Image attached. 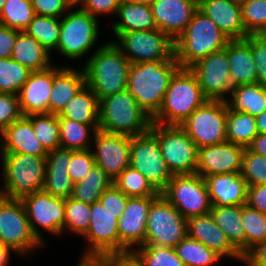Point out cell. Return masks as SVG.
Segmentation results:
<instances>
[{
  "instance_id": "cell-43",
  "label": "cell",
  "mask_w": 266,
  "mask_h": 266,
  "mask_svg": "<svg viewBox=\"0 0 266 266\" xmlns=\"http://www.w3.org/2000/svg\"><path fill=\"white\" fill-rule=\"evenodd\" d=\"M242 224L245 233V255L257 244L266 241V214L242 205Z\"/></svg>"
},
{
  "instance_id": "cell-38",
  "label": "cell",
  "mask_w": 266,
  "mask_h": 266,
  "mask_svg": "<svg viewBox=\"0 0 266 266\" xmlns=\"http://www.w3.org/2000/svg\"><path fill=\"white\" fill-rule=\"evenodd\" d=\"M174 249L185 266H213L222 258L214 250L188 236L183 238Z\"/></svg>"
},
{
  "instance_id": "cell-66",
  "label": "cell",
  "mask_w": 266,
  "mask_h": 266,
  "mask_svg": "<svg viewBox=\"0 0 266 266\" xmlns=\"http://www.w3.org/2000/svg\"><path fill=\"white\" fill-rule=\"evenodd\" d=\"M7 0H0V11L3 8L4 4L6 3Z\"/></svg>"
},
{
  "instance_id": "cell-42",
  "label": "cell",
  "mask_w": 266,
  "mask_h": 266,
  "mask_svg": "<svg viewBox=\"0 0 266 266\" xmlns=\"http://www.w3.org/2000/svg\"><path fill=\"white\" fill-rule=\"evenodd\" d=\"M34 16L31 0H7L0 11V24L25 31Z\"/></svg>"
},
{
  "instance_id": "cell-9",
  "label": "cell",
  "mask_w": 266,
  "mask_h": 266,
  "mask_svg": "<svg viewBox=\"0 0 266 266\" xmlns=\"http://www.w3.org/2000/svg\"><path fill=\"white\" fill-rule=\"evenodd\" d=\"M114 44L130 63L171 60L175 56L174 40L166 33L154 30L121 32Z\"/></svg>"
},
{
  "instance_id": "cell-33",
  "label": "cell",
  "mask_w": 266,
  "mask_h": 266,
  "mask_svg": "<svg viewBox=\"0 0 266 266\" xmlns=\"http://www.w3.org/2000/svg\"><path fill=\"white\" fill-rule=\"evenodd\" d=\"M214 222L225 233L230 243L245 256V233L242 224L241 206H212L210 211Z\"/></svg>"
},
{
  "instance_id": "cell-2",
  "label": "cell",
  "mask_w": 266,
  "mask_h": 266,
  "mask_svg": "<svg viewBox=\"0 0 266 266\" xmlns=\"http://www.w3.org/2000/svg\"><path fill=\"white\" fill-rule=\"evenodd\" d=\"M130 65L114 42H108L95 50L81 70L86 85L100 100L127 89Z\"/></svg>"
},
{
  "instance_id": "cell-34",
  "label": "cell",
  "mask_w": 266,
  "mask_h": 266,
  "mask_svg": "<svg viewBox=\"0 0 266 266\" xmlns=\"http://www.w3.org/2000/svg\"><path fill=\"white\" fill-rule=\"evenodd\" d=\"M231 96L227 104L233 111L245 112L257 117L266 110V87L259 83L233 87Z\"/></svg>"
},
{
  "instance_id": "cell-32",
  "label": "cell",
  "mask_w": 266,
  "mask_h": 266,
  "mask_svg": "<svg viewBox=\"0 0 266 266\" xmlns=\"http://www.w3.org/2000/svg\"><path fill=\"white\" fill-rule=\"evenodd\" d=\"M58 117L74 120L82 124L99 125V99L85 85L76 96L66 103Z\"/></svg>"
},
{
  "instance_id": "cell-3",
  "label": "cell",
  "mask_w": 266,
  "mask_h": 266,
  "mask_svg": "<svg viewBox=\"0 0 266 266\" xmlns=\"http://www.w3.org/2000/svg\"><path fill=\"white\" fill-rule=\"evenodd\" d=\"M207 100L195 73L190 68H179L172 76L162 106L152 122L180 126Z\"/></svg>"
},
{
  "instance_id": "cell-56",
  "label": "cell",
  "mask_w": 266,
  "mask_h": 266,
  "mask_svg": "<svg viewBox=\"0 0 266 266\" xmlns=\"http://www.w3.org/2000/svg\"><path fill=\"white\" fill-rule=\"evenodd\" d=\"M246 204L266 214V185L248 186Z\"/></svg>"
},
{
  "instance_id": "cell-53",
  "label": "cell",
  "mask_w": 266,
  "mask_h": 266,
  "mask_svg": "<svg viewBox=\"0 0 266 266\" xmlns=\"http://www.w3.org/2000/svg\"><path fill=\"white\" fill-rule=\"evenodd\" d=\"M35 15L61 18L72 6L67 0H31Z\"/></svg>"
},
{
  "instance_id": "cell-36",
  "label": "cell",
  "mask_w": 266,
  "mask_h": 266,
  "mask_svg": "<svg viewBox=\"0 0 266 266\" xmlns=\"http://www.w3.org/2000/svg\"><path fill=\"white\" fill-rule=\"evenodd\" d=\"M112 185L113 179L95 164L81 181L74 184L72 198L92 204L99 201V197L103 192Z\"/></svg>"
},
{
  "instance_id": "cell-41",
  "label": "cell",
  "mask_w": 266,
  "mask_h": 266,
  "mask_svg": "<svg viewBox=\"0 0 266 266\" xmlns=\"http://www.w3.org/2000/svg\"><path fill=\"white\" fill-rule=\"evenodd\" d=\"M34 134L47 152L60 148V125L57 114H31Z\"/></svg>"
},
{
  "instance_id": "cell-20",
  "label": "cell",
  "mask_w": 266,
  "mask_h": 266,
  "mask_svg": "<svg viewBox=\"0 0 266 266\" xmlns=\"http://www.w3.org/2000/svg\"><path fill=\"white\" fill-rule=\"evenodd\" d=\"M245 148L225 141L198 148L196 174L203 178L213 174L240 173Z\"/></svg>"
},
{
  "instance_id": "cell-61",
  "label": "cell",
  "mask_w": 266,
  "mask_h": 266,
  "mask_svg": "<svg viewBox=\"0 0 266 266\" xmlns=\"http://www.w3.org/2000/svg\"><path fill=\"white\" fill-rule=\"evenodd\" d=\"M10 251H14L9 246L0 243V266H7L10 257Z\"/></svg>"
},
{
  "instance_id": "cell-62",
  "label": "cell",
  "mask_w": 266,
  "mask_h": 266,
  "mask_svg": "<svg viewBox=\"0 0 266 266\" xmlns=\"http://www.w3.org/2000/svg\"><path fill=\"white\" fill-rule=\"evenodd\" d=\"M258 133H266V110L256 117Z\"/></svg>"
},
{
  "instance_id": "cell-44",
  "label": "cell",
  "mask_w": 266,
  "mask_h": 266,
  "mask_svg": "<svg viewBox=\"0 0 266 266\" xmlns=\"http://www.w3.org/2000/svg\"><path fill=\"white\" fill-rule=\"evenodd\" d=\"M32 71L12 58L0 59V93L18 95Z\"/></svg>"
},
{
  "instance_id": "cell-30",
  "label": "cell",
  "mask_w": 266,
  "mask_h": 266,
  "mask_svg": "<svg viewBox=\"0 0 266 266\" xmlns=\"http://www.w3.org/2000/svg\"><path fill=\"white\" fill-rule=\"evenodd\" d=\"M50 54L35 38L25 31H20L10 58L35 72L52 66Z\"/></svg>"
},
{
  "instance_id": "cell-27",
  "label": "cell",
  "mask_w": 266,
  "mask_h": 266,
  "mask_svg": "<svg viewBox=\"0 0 266 266\" xmlns=\"http://www.w3.org/2000/svg\"><path fill=\"white\" fill-rule=\"evenodd\" d=\"M71 161V150L58 148L49 151L46 156V173L43 189L45 192L60 198H70L74 183L68 173Z\"/></svg>"
},
{
  "instance_id": "cell-58",
  "label": "cell",
  "mask_w": 266,
  "mask_h": 266,
  "mask_svg": "<svg viewBox=\"0 0 266 266\" xmlns=\"http://www.w3.org/2000/svg\"><path fill=\"white\" fill-rule=\"evenodd\" d=\"M247 266H266V241L257 244L244 256Z\"/></svg>"
},
{
  "instance_id": "cell-23",
  "label": "cell",
  "mask_w": 266,
  "mask_h": 266,
  "mask_svg": "<svg viewBox=\"0 0 266 266\" xmlns=\"http://www.w3.org/2000/svg\"><path fill=\"white\" fill-rule=\"evenodd\" d=\"M198 9L209 17L229 40L245 39L240 0H198Z\"/></svg>"
},
{
  "instance_id": "cell-54",
  "label": "cell",
  "mask_w": 266,
  "mask_h": 266,
  "mask_svg": "<svg viewBox=\"0 0 266 266\" xmlns=\"http://www.w3.org/2000/svg\"><path fill=\"white\" fill-rule=\"evenodd\" d=\"M120 2L121 0H85L81 9L97 18L99 14H116Z\"/></svg>"
},
{
  "instance_id": "cell-15",
  "label": "cell",
  "mask_w": 266,
  "mask_h": 266,
  "mask_svg": "<svg viewBox=\"0 0 266 266\" xmlns=\"http://www.w3.org/2000/svg\"><path fill=\"white\" fill-rule=\"evenodd\" d=\"M33 234L45 245L36 225L54 235L62 234L65 224V199L55 197L44 190L21 198Z\"/></svg>"
},
{
  "instance_id": "cell-14",
  "label": "cell",
  "mask_w": 266,
  "mask_h": 266,
  "mask_svg": "<svg viewBox=\"0 0 266 266\" xmlns=\"http://www.w3.org/2000/svg\"><path fill=\"white\" fill-rule=\"evenodd\" d=\"M129 166L144 175L159 192L173 177L151 130L131 137Z\"/></svg>"
},
{
  "instance_id": "cell-7",
  "label": "cell",
  "mask_w": 266,
  "mask_h": 266,
  "mask_svg": "<svg viewBox=\"0 0 266 266\" xmlns=\"http://www.w3.org/2000/svg\"><path fill=\"white\" fill-rule=\"evenodd\" d=\"M150 130L156 135L163 159L173 175L196 173L198 147L181 126L152 122Z\"/></svg>"
},
{
  "instance_id": "cell-46",
  "label": "cell",
  "mask_w": 266,
  "mask_h": 266,
  "mask_svg": "<svg viewBox=\"0 0 266 266\" xmlns=\"http://www.w3.org/2000/svg\"><path fill=\"white\" fill-rule=\"evenodd\" d=\"M91 204L73 199H65V224L64 230L84 235L90 225ZM68 227V228H67Z\"/></svg>"
},
{
  "instance_id": "cell-45",
  "label": "cell",
  "mask_w": 266,
  "mask_h": 266,
  "mask_svg": "<svg viewBox=\"0 0 266 266\" xmlns=\"http://www.w3.org/2000/svg\"><path fill=\"white\" fill-rule=\"evenodd\" d=\"M137 249L133 248L132 252L139 258L143 266H185L174 248L142 245Z\"/></svg>"
},
{
  "instance_id": "cell-18",
  "label": "cell",
  "mask_w": 266,
  "mask_h": 266,
  "mask_svg": "<svg viewBox=\"0 0 266 266\" xmlns=\"http://www.w3.org/2000/svg\"><path fill=\"white\" fill-rule=\"evenodd\" d=\"M83 237L89 243L84 255L119 253L118 219L107 212L100 201L91 204L90 225Z\"/></svg>"
},
{
  "instance_id": "cell-35",
  "label": "cell",
  "mask_w": 266,
  "mask_h": 266,
  "mask_svg": "<svg viewBox=\"0 0 266 266\" xmlns=\"http://www.w3.org/2000/svg\"><path fill=\"white\" fill-rule=\"evenodd\" d=\"M258 135L256 117L231 110L227 104L226 140L247 148Z\"/></svg>"
},
{
  "instance_id": "cell-49",
  "label": "cell",
  "mask_w": 266,
  "mask_h": 266,
  "mask_svg": "<svg viewBox=\"0 0 266 266\" xmlns=\"http://www.w3.org/2000/svg\"><path fill=\"white\" fill-rule=\"evenodd\" d=\"M91 149L71 150V161L68 165V173L75 184L81 181L95 165Z\"/></svg>"
},
{
  "instance_id": "cell-22",
  "label": "cell",
  "mask_w": 266,
  "mask_h": 266,
  "mask_svg": "<svg viewBox=\"0 0 266 266\" xmlns=\"http://www.w3.org/2000/svg\"><path fill=\"white\" fill-rule=\"evenodd\" d=\"M60 69L51 66L46 70L31 73L18 94L22 115L49 114L53 76Z\"/></svg>"
},
{
  "instance_id": "cell-59",
  "label": "cell",
  "mask_w": 266,
  "mask_h": 266,
  "mask_svg": "<svg viewBox=\"0 0 266 266\" xmlns=\"http://www.w3.org/2000/svg\"><path fill=\"white\" fill-rule=\"evenodd\" d=\"M247 148L256 154L266 157V133H258Z\"/></svg>"
},
{
  "instance_id": "cell-60",
  "label": "cell",
  "mask_w": 266,
  "mask_h": 266,
  "mask_svg": "<svg viewBox=\"0 0 266 266\" xmlns=\"http://www.w3.org/2000/svg\"><path fill=\"white\" fill-rule=\"evenodd\" d=\"M78 266H109L108 260L104 256L82 255Z\"/></svg>"
},
{
  "instance_id": "cell-10",
  "label": "cell",
  "mask_w": 266,
  "mask_h": 266,
  "mask_svg": "<svg viewBox=\"0 0 266 266\" xmlns=\"http://www.w3.org/2000/svg\"><path fill=\"white\" fill-rule=\"evenodd\" d=\"M0 243L23 256L44 246L32 232L21 199L0 196Z\"/></svg>"
},
{
  "instance_id": "cell-6",
  "label": "cell",
  "mask_w": 266,
  "mask_h": 266,
  "mask_svg": "<svg viewBox=\"0 0 266 266\" xmlns=\"http://www.w3.org/2000/svg\"><path fill=\"white\" fill-rule=\"evenodd\" d=\"M4 176L0 196L21 199L43 189L46 157L22 153H1Z\"/></svg>"
},
{
  "instance_id": "cell-19",
  "label": "cell",
  "mask_w": 266,
  "mask_h": 266,
  "mask_svg": "<svg viewBox=\"0 0 266 266\" xmlns=\"http://www.w3.org/2000/svg\"><path fill=\"white\" fill-rule=\"evenodd\" d=\"M95 149L91 148L95 163L113 180L130 164L131 137L100 130L93 133Z\"/></svg>"
},
{
  "instance_id": "cell-26",
  "label": "cell",
  "mask_w": 266,
  "mask_h": 266,
  "mask_svg": "<svg viewBox=\"0 0 266 266\" xmlns=\"http://www.w3.org/2000/svg\"><path fill=\"white\" fill-rule=\"evenodd\" d=\"M1 153H22L46 157L48 152L41 145L31 123V115H22L1 132Z\"/></svg>"
},
{
  "instance_id": "cell-40",
  "label": "cell",
  "mask_w": 266,
  "mask_h": 266,
  "mask_svg": "<svg viewBox=\"0 0 266 266\" xmlns=\"http://www.w3.org/2000/svg\"><path fill=\"white\" fill-rule=\"evenodd\" d=\"M113 184L128 197L160 196V192L132 167H127L114 180Z\"/></svg>"
},
{
  "instance_id": "cell-65",
  "label": "cell",
  "mask_w": 266,
  "mask_h": 266,
  "mask_svg": "<svg viewBox=\"0 0 266 266\" xmlns=\"http://www.w3.org/2000/svg\"><path fill=\"white\" fill-rule=\"evenodd\" d=\"M85 0H67V2L72 6V7H75L76 5H82V3L84 2Z\"/></svg>"
},
{
  "instance_id": "cell-8",
  "label": "cell",
  "mask_w": 266,
  "mask_h": 266,
  "mask_svg": "<svg viewBox=\"0 0 266 266\" xmlns=\"http://www.w3.org/2000/svg\"><path fill=\"white\" fill-rule=\"evenodd\" d=\"M160 194L187 220L211 211L205 180L199 174L173 175Z\"/></svg>"
},
{
  "instance_id": "cell-63",
  "label": "cell",
  "mask_w": 266,
  "mask_h": 266,
  "mask_svg": "<svg viewBox=\"0 0 266 266\" xmlns=\"http://www.w3.org/2000/svg\"><path fill=\"white\" fill-rule=\"evenodd\" d=\"M123 1L150 6L154 0H123Z\"/></svg>"
},
{
  "instance_id": "cell-37",
  "label": "cell",
  "mask_w": 266,
  "mask_h": 266,
  "mask_svg": "<svg viewBox=\"0 0 266 266\" xmlns=\"http://www.w3.org/2000/svg\"><path fill=\"white\" fill-rule=\"evenodd\" d=\"M60 148L69 150H88L92 147L89 142L90 131L99 130V125L82 124L74 120L59 117Z\"/></svg>"
},
{
  "instance_id": "cell-11",
  "label": "cell",
  "mask_w": 266,
  "mask_h": 266,
  "mask_svg": "<svg viewBox=\"0 0 266 266\" xmlns=\"http://www.w3.org/2000/svg\"><path fill=\"white\" fill-rule=\"evenodd\" d=\"M61 18L57 49L63 56L79 59L98 40V19L81 8L67 12Z\"/></svg>"
},
{
  "instance_id": "cell-64",
  "label": "cell",
  "mask_w": 266,
  "mask_h": 266,
  "mask_svg": "<svg viewBox=\"0 0 266 266\" xmlns=\"http://www.w3.org/2000/svg\"><path fill=\"white\" fill-rule=\"evenodd\" d=\"M256 35L266 43V26Z\"/></svg>"
},
{
  "instance_id": "cell-12",
  "label": "cell",
  "mask_w": 266,
  "mask_h": 266,
  "mask_svg": "<svg viewBox=\"0 0 266 266\" xmlns=\"http://www.w3.org/2000/svg\"><path fill=\"white\" fill-rule=\"evenodd\" d=\"M227 101L207 100L180 126L198 148L226 140Z\"/></svg>"
},
{
  "instance_id": "cell-4",
  "label": "cell",
  "mask_w": 266,
  "mask_h": 266,
  "mask_svg": "<svg viewBox=\"0 0 266 266\" xmlns=\"http://www.w3.org/2000/svg\"><path fill=\"white\" fill-rule=\"evenodd\" d=\"M229 39L199 9L174 41L175 59L180 68H190L198 60L225 49Z\"/></svg>"
},
{
  "instance_id": "cell-48",
  "label": "cell",
  "mask_w": 266,
  "mask_h": 266,
  "mask_svg": "<svg viewBox=\"0 0 266 266\" xmlns=\"http://www.w3.org/2000/svg\"><path fill=\"white\" fill-rule=\"evenodd\" d=\"M240 175L248 186L266 185V157L245 148Z\"/></svg>"
},
{
  "instance_id": "cell-51",
  "label": "cell",
  "mask_w": 266,
  "mask_h": 266,
  "mask_svg": "<svg viewBox=\"0 0 266 266\" xmlns=\"http://www.w3.org/2000/svg\"><path fill=\"white\" fill-rule=\"evenodd\" d=\"M128 196L120 191L114 184L106 189L99 197V201L107 212L112 214L113 217L119 219L126 207Z\"/></svg>"
},
{
  "instance_id": "cell-50",
  "label": "cell",
  "mask_w": 266,
  "mask_h": 266,
  "mask_svg": "<svg viewBox=\"0 0 266 266\" xmlns=\"http://www.w3.org/2000/svg\"><path fill=\"white\" fill-rule=\"evenodd\" d=\"M21 116L18 95L0 93V133Z\"/></svg>"
},
{
  "instance_id": "cell-28",
  "label": "cell",
  "mask_w": 266,
  "mask_h": 266,
  "mask_svg": "<svg viewBox=\"0 0 266 266\" xmlns=\"http://www.w3.org/2000/svg\"><path fill=\"white\" fill-rule=\"evenodd\" d=\"M227 56L232 86L257 83V70L250 44L245 40H229Z\"/></svg>"
},
{
  "instance_id": "cell-13",
  "label": "cell",
  "mask_w": 266,
  "mask_h": 266,
  "mask_svg": "<svg viewBox=\"0 0 266 266\" xmlns=\"http://www.w3.org/2000/svg\"><path fill=\"white\" fill-rule=\"evenodd\" d=\"M187 236V220L160 195L149 209L144 245L174 248Z\"/></svg>"
},
{
  "instance_id": "cell-52",
  "label": "cell",
  "mask_w": 266,
  "mask_h": 266,
  "mask_svg": "<svg viewBox=\"0 0 266 266\" xmlns=\"http://www.w3.org/2000/svg\"><path fill=\"white\" fill-rule=\"evenodd\" d=\"M245 40L251 46L257 70V83L266 87V43L257 35H248Z\"/></svg>"
},
{
  "instance_id": "cell-5",
  "label": "cell",
  "mask_w": 266,
  "mask_h": 266,
  "mask_svg": "<svg viewBox=\"0 0 266 266\" xmlns=\"http://www.w3.org/2000/svg\"><path fill=\"white\" fill-rule=\"evenodd\" d=\"M152 118L126 89L99 100V130L133 137L150 130Z\"/></svg>"
},
{
  "instance_id": "cell-16",
  "label": "cell",
  "mask_w": 266,
  "mask_h": 266,
  "mask_svg": "<svg viewBox=\"0 0 266 266\" xmlns=\"http://www.w3.org/2000/svg\"><path fill=\"white\" fill-rule=\"evenodd\" d=\"M190 69L197 76L201 90L208 100H228L225 95H231L233 86L227 44L225 49L198 60Z\"/></svg>"
},
{
  "instance_id": "cell-31",
  "label": "cell",
  "mask_w": 266,
  "mask_h": 266,
  "mask_svg": "<svg viewBox=\"0 0 266 266\" xmlns=\"http://www.w3.org/2000/svg\"><path fill=\"white\" fill-rule=\"evenodd\" d=\"M116 15L120 17V20L112 26L116 36L121 32L157 29L149 5L130 3L121 0Z\"/></svg>"
},
{
  "instance_id": "cell-29",
  "label": "cell",
  "mask_w": 266,
  "mask_h": 266,
  "mask_svg": "<svg viewBox=\"0 0 266 266\" xmlns=\"http://www.w3.org/2000/svg\"><path fill=\"white\" fill-rule=\"evenodd\" d=\"M86 85L85 73L75 68L61 67L53 76L51 96L49 98V114H59L66 103L76 96Z\"/></svg>"
},
{
  "instance_id": "cell-24",
  "label": "cell",
  "mask_w": 266,
  "mask_h": 266,
  "mask_svg": "<svg viewBox=\"0 0 266 266\" xmlns=\"http://www.w3.org/2000/svg\"><path fill=\"white\" fill-rule=\"evenodd\" d=\"M187 236L214 250L222 258L233 257L241 262L244 261V257L230 243L210 213L188 218Z\"/></svg>"
},
{
  "instance_id": "cell-57",
  "label": "cell",
  "mask_w": 266,
  "mask_h": 266,
  "mask_svg": "<svg viewBox=\"0 0 266 266\" xmlns=\"http://www.w3.org/2000/svg\"><path fill=\"white\" fill-rule=\"evenodd\" d=\"M109 266H143L139 258L132 252L110 253L103 255Z\"/></svg>"
},
{
  "instance_id": "cell-55",
  "label": "cell",
  "mask_w": 266,
  "mask_h": 266,
  "mask_svg": "<svg viewBox=\"0 0 266 266\" xmlns=\"http://www.w3.org/2000/svg\"><path fill=\"white\" fill-rule=\"evenodd\" d=\"M19 30L0 24V59L10 58Z\"/></svg>"
},
{
  "instance_id": "cell-47",
  "label": "cell",
  "mask_w": 266,
  "mask_h": 266,
  "mask_svg": "<svg viewBox=\"0 0 266 266\" xmlns=\"http://www.w3.org/2000/svg\"><path fill=\"white\" fill-rule=\"evenodd\" d=\"M245 31L256 35L266 26V0H240Z\"/></svg>"
},
{
  "instance_id": "cell-21",
  "label": "cell",
  "mask_w": 266,
  "mask_h": 266,
  "mask_svg": "<svg viewBox=\"0 0 266 266\" xmlns=\"http://www.w3.org/2000/svg\"><path fill=\"white\" fill-rule=\"evenodd\" d=\"M150 7L157 29L175 41L198 10V0H154Z\"/></svg>"
},
{
  "instance_id": "cell-17",
  "label": "cell",
  "mask_w": 266,
  "mask_h": 266,
  "mask_svg": "<svg viewBox=\"0 0 266 266\" xmlns=\"http://www.w3.org/2000/svg\"><path fill=\"white\" fill-rule=\"evenodd\" d=\"M158 197L128 198L122 216L118 219L119 253L132 251L133 245H144L149 209Z\"/></svg>"
},
{
  "instance_id": "cell-25",
  "label": "cell",
  "mask_w": 266,
  "mask_h": 266,
  "mask_svg": "<svg viewBox=\"0 0 266 266\" xmlns=\"http://www.w3.org/2000/svg\"><path fill=\"white\" fill-rule=\"evenodd\" d=\"M212 206L246 204L248 185L240 173L213 174L204 177Z\"/></svg>"
},
{
  "instance_id": "cell-1",
  "label": "cell",
  "mask_w": 266,
  "mask_h": 266,
  "mask_svg": "<svg viewBox=\"0 0 266 266\" xmlns=\"http://www.w3.org/2000/svg\"><path fill=\"white\" fill-rule=\"evenodd\" d=\"M179 68L175 56L171 60L131 63L127 90L151 118L160 110L170 80Z\"/></svg>"
},
{
  "instance_id": "cell-39",
  "label": "cell",
  "mask_w": 266,
  "mask_h": 266,
  "mask_svg": "<svg viewBox=\"0 0 266 266\" xmlns=\"http://www.w3.org/2000/svg\"><path fill=\"white\" fill-rule=\"evenodd\" d=\"M61 18L35 15L25 32L35 38L49 53L57 49Z\"/></svg>"
}]
</instances>
